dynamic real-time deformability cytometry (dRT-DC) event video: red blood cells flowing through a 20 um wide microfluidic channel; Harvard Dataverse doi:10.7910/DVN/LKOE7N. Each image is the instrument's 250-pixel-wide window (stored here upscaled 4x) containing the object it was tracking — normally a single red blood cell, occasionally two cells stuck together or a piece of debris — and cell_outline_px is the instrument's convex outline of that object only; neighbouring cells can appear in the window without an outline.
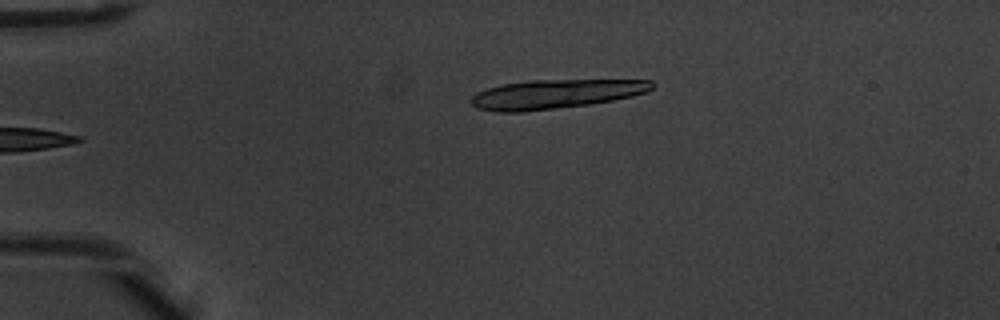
{"species": "common noctule bat (a hibernating species)", "species_latin": "Nyctalus noctula", "temperature_condition": "warm", "stored_images_in_passage": 6, "camera_frame_rate_fps": 3000, "um_per_image_px": 0.085, "animal": {"sex": "male", "body_mass_g": 20.1, "forearm_length_mm": 53.5}, "frame": {"image": 1, "passage_image": 6, "time_ms": 1.667, "image_size_px": [1000, 320], "cell_outline_px": [[656, 84], [648, 92], [632, 96], [612, 100], [588, 104], [556, 108], [520, 112], [496, 112], [476, 108], [468, 100], [476, 92], [488, 88], [504, 84], [528, 80], [652, 80]], "centroid_in_image_um": [47.19, 7.99], "position_along_channel_um": 37.8, "area_um2": 30.69}}